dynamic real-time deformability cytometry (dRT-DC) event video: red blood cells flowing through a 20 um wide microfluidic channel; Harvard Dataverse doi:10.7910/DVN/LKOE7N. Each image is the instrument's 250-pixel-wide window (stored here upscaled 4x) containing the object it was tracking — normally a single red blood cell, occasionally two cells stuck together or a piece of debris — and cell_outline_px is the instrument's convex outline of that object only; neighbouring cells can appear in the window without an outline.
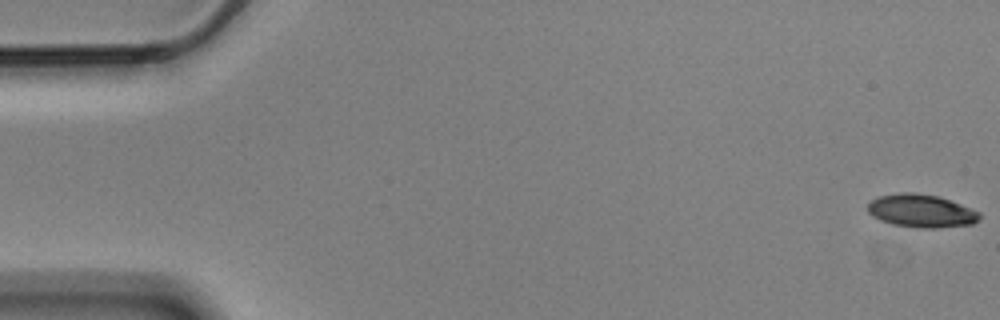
{"species": "Egyptian fruit bat (a non-hibernating species)", "species_latin": "Rousettus aegyptiacus", "temperature_condition": "cold", "stored_images_in_passage": 57, "camera_frame_rate_fps": 3000, "um_per_image_px": 0.085, "animal": {"sex": "male"}, "frame": {"image": 1, "passage_image": 1, "time_ms": 0.0, "image_size_px": [1000, 320], "cell_outline_px": [[980, 220], [972, 224], [936, 228], [916, 228], [892, 224], [880, 220], [872, 216], [868, 212], [868, 204], [872, 200], [880, 196], [900, 192], [912, 192], [936, 196], [960, 204], [980, 212]], "centroid_in_image_um": [78.3, 17.94], "position_along_channel_um": 6.7, "area_um2": 21.44}}
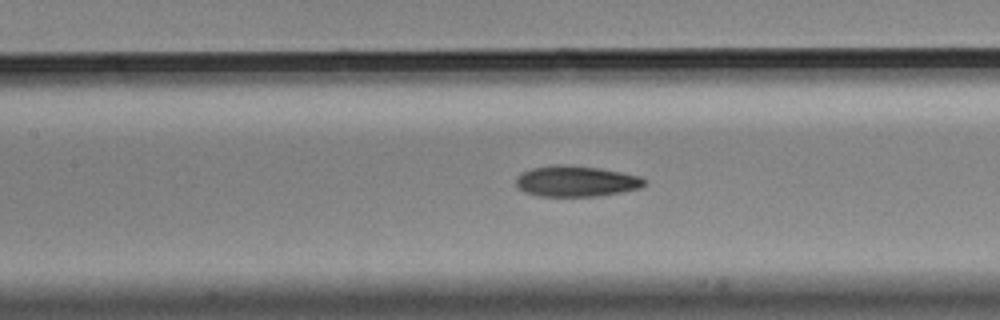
{"frame": {"image": 2, "passage_image": 26, "time_ms": 8.333, "image_size_px": [1000, 320], "cell_outline_px": [[648, 184], [640, 188], [620, 192], [596, 196], [540, 196], [528, 192], [520, 188], [516, 184], [516, 176], [520, 172], [532, 168], [556, 164], [564, 164], [600, 168], [640, 176], [648, 180]], "centroid_in_image_um": [49.0, 15.39], "position_along_channel_um": 158.4, "area_um2": 23.12}}
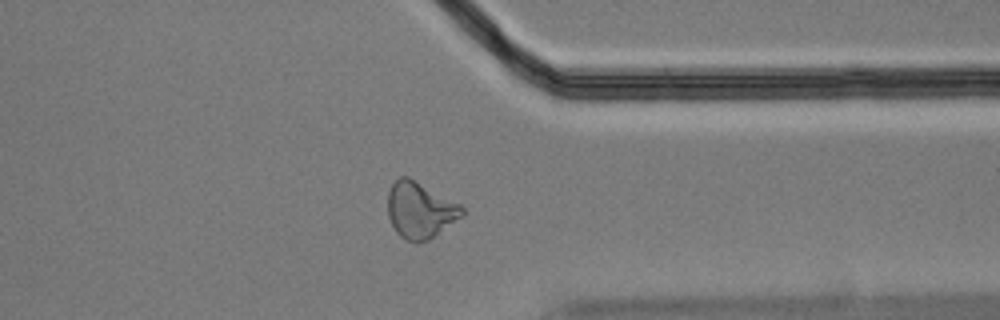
{"frame": {"image": 3, "passage_image": 45, "time_ms": 14.667, "image_size_px": [1000, 320], "cell_outline_px": [[464, 216], [428, 240], [408, 240], [400, 236], [396, 232], [388, 216], [388, 192], [392, 184], [400, 176], [408, 176], [460, 204], [464, 208]], "centroid_in_image_um": [35.71, 17.84], "position_along_channel_um": 375.7, "area_um2": 24.1}, "authors_computed_cell_mechanics": {"area_um2": 23.0044, "velocity_mm_per_s": 3.4998, "shape_relaxation_time_tau1_ms": 4.3969, "shape_relaxation_time_tau2_ms": 3.4273, "deformation_change_tau1": 0.1363, "deformation_change_tau2": 0.1064}}